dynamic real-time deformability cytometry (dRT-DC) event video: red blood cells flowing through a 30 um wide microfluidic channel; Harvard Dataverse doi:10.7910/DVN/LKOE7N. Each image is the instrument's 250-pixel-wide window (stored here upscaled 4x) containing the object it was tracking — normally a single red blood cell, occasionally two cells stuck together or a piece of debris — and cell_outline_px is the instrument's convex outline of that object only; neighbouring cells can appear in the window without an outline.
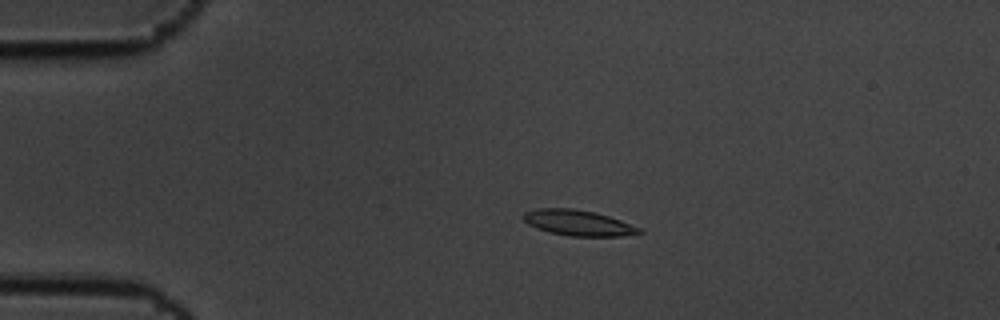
{"species": "common noctule bat (a hibernating species)", "species_latin": "Nyctalus noctula", "temperature_condition": "cold", "stored_images_in_passage": 6, "camera_frame_rate_fps": 3000, "um_per_image_px": 0.085, "animal": {"sex": "male", "body_mass_g": 19.5, "forearm_length_mm": 54.6}, "frame": {"image": 1, "passage_image": 2, "time_ms": 0.333, "image_size_px": [1000, 320], "cell_outline_px": [[644, 232], [620, 236], [568, 236], [548, 232], [536, 228], [528, 224], [524, 220], [524, 212], [536, 208], [572, 208], [596, 212], [620, 220], [640, 228]], "centroid_in_image_um": [49.12, 18.94], "position_along_channel_um": 35.9, "area_um2": 17.28}}
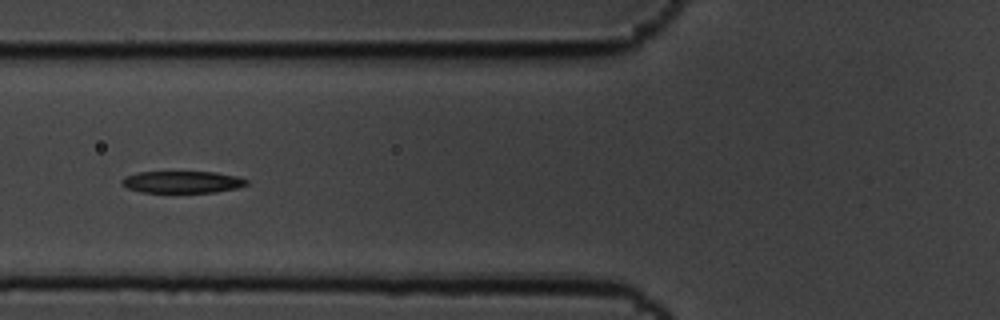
{"frame": {"image": 2, "passage_image": 5, "time_ms": 1.333, "image_size_px": [1000, 320], "cell_outline_px": [[248, 184], [236, 188], [216, 192], [144, 192], [128, 188], [120, 184], [120, 180], [124, 176], [136, 172], [216, 172], [236, 176], [248, 180]], "centroid_in_image_um": [15.46, 15.46], "position_along_channel_um": 110.3, "area_um2": 15.95}}
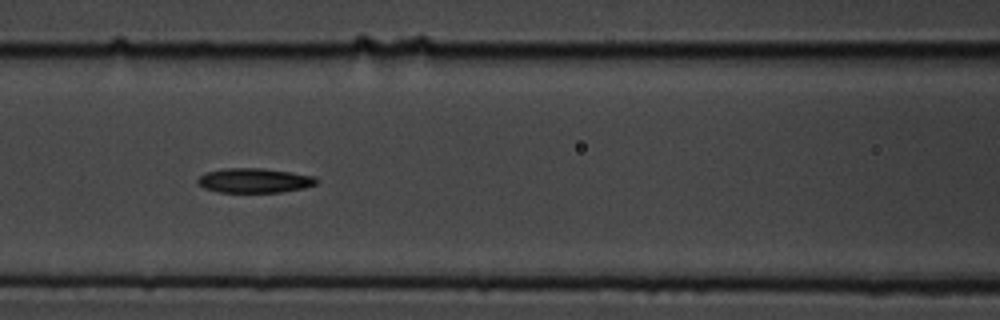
{"frame": {"image": 3, "passage_image": 6, "time_ms": 1.667, "image_size_px": [1000, 320], "cell_outline_px": [[320, 180], [316, 184], [304, 188], [280, 192], [220, 192], [204, 188], [196, 180], [200, 176], [208, 172], [224, 168], [264, 168], [292, 172], [316, 176]], "centroid_in_image_um": [21.68, 15.33], "position_along_channel_um": 144.9, "area_um2": 17.05}}